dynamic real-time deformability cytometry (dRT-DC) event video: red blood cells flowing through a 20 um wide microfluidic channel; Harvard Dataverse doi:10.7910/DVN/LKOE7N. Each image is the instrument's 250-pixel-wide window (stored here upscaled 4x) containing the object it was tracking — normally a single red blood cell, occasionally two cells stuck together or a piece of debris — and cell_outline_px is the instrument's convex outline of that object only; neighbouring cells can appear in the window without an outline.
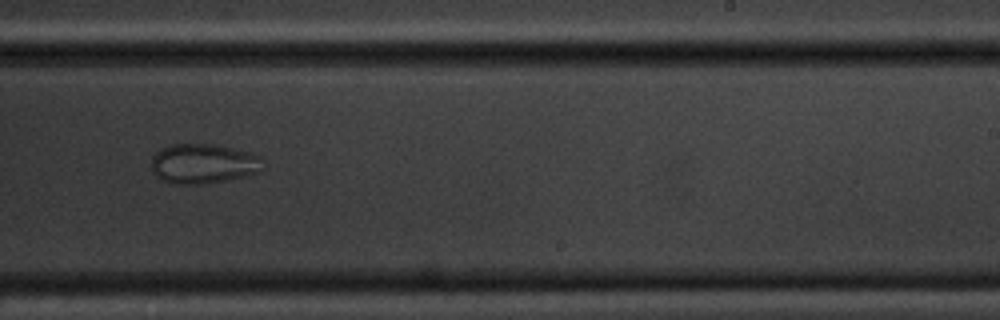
{"species": "common noctule bat (a hibernating species)", "species_latin": "Nyctalus noctula", "temperature_condition": "cold", "stored_images_in_passage": 16, "camera_frame_rate_fps": 3000, "um_per_image_px": 0.085, "animal": {"sex": "male", "body_mass_g": 20.1, "forearm_length_mm": 53.5}, "frame": {"image": 1, "passage_image": 10, "time_ms": 11.333, "image_size_px": [1000, 320], "cell_outline_px": [[260, 172], [224, 180], [200, 184], [172, 184], [160, 180], [152, 172], [152, 156], [156, 152], [172, 144], [216, 144], [252, 152], [260, 156]], "centroid_in_image_um": [17.24, 13.91], "position_along_channel_um": 271.8, "area_um2": 25.78}}
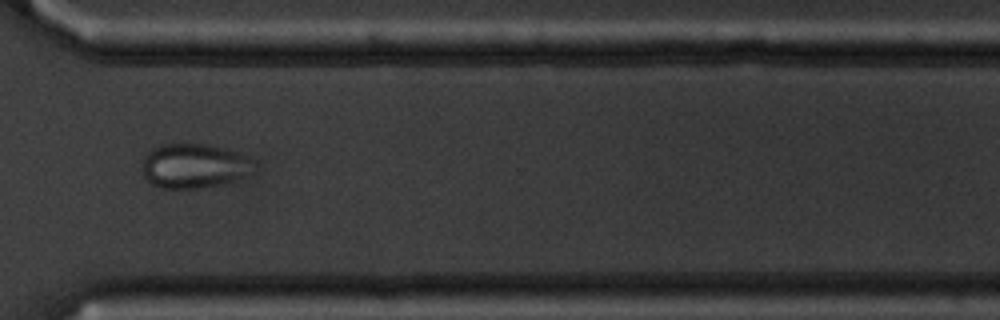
{"frame": {"image": 2, "passage_image": 12, "time_ms": 13.667, "image_size_px": [1000, 320], "cell_outline_px": [[240, 176], [232, 180], [216, 184], [196, 188], [164, 188], [152, 184], [144, 176], [140, 168], [144, 156], [152, 148], [160, 144], [208, 144], [228, 148], [236, 152], [240, 156]], "centroid_in_image_um": [16.16, 14.07], "position_along_channel_um": 354.4, "area_um2": 27.11}}